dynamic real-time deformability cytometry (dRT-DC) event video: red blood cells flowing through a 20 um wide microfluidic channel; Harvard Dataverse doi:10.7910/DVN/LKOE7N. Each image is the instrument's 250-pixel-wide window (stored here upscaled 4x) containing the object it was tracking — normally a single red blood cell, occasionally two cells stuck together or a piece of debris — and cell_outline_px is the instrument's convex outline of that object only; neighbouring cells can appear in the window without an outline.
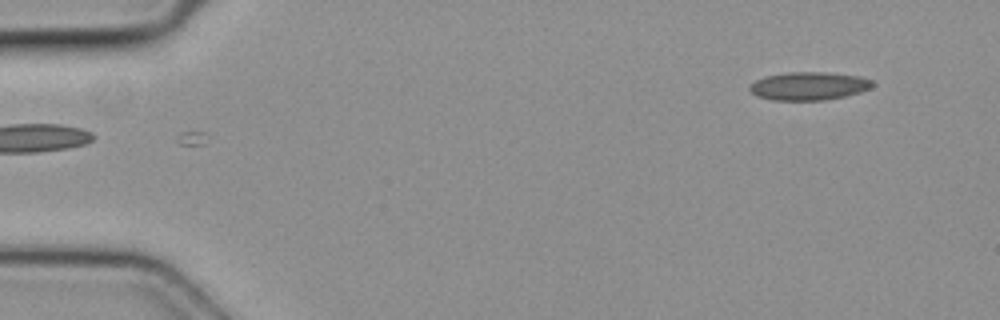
{"species": "common noctule bat (a hibernating species)", "species_latin": "Nyctalus noctula", "temperature_condition": "cold", "stored_images_in_passage": 3, "camera_frame_rate_fps": 3000, "um_per_image_px": 0.085, "animal": {"sex": "female", "body_mass_g": 19.3, "forearm_length_mm": 54.1}, "frame": {"image": 1, "passage_image": 3, "time_ms": 0.667, "image_size_px": [1000, 320], "cell_outline_px": [[876, 84], [860, 92], [844, 96], [824, 100], [772, 100], [756, 96], [748, 88], [756, 80], [764, 76], [788, 72], [824, 72], [860, 76], [872, 80]], "centroid_in_image_um": [68.74, 7.31], "position_along_channel_um": 16.3, "area_um2": 20.11}}